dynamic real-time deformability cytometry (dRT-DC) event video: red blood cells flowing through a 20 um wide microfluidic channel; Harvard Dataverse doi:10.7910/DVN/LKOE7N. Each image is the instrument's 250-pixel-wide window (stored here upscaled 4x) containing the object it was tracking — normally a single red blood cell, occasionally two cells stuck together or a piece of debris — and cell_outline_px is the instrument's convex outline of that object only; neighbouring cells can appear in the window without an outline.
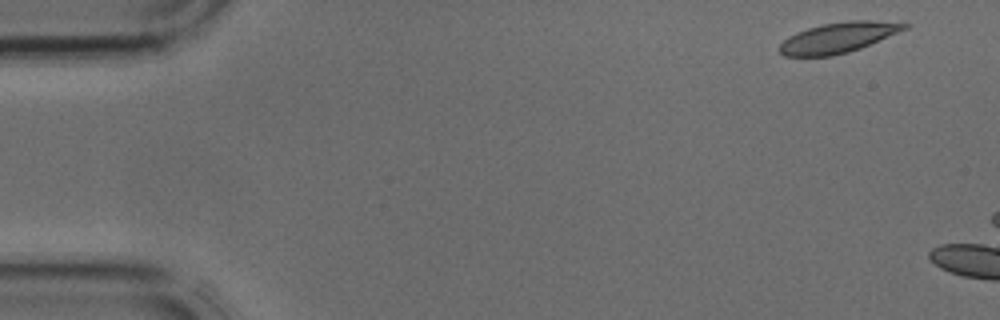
{"species": "common noctule bat (a hibernating species)", "species_latin": "Nyctalus noctula", "temperature_condition": "cold", "stored_images_in_passage": 8, "camera_frame_rate_fps": 3000, "um_per_image_px": 0.085, "animal": {"sex": "male", "body_mass_g": 17.9, "forearm_length_mm": 54.2}, "frame": {"image": 1, "passage_image": 1, "time_ms": 0.0, "image_size_px": [1000, 320], "cell_outline_px": [[908, 28], [860, 48], [848, 52], [832, 56], [784, 56], [776, 48], [788, 36], [796, 32], [808, 28], [824, 24], [848, 20], [872, 20], [908, 24]], "centroid_in_image_um": [71.2, 3.2], "position_along_channel_um": 13.8, "area_um2": 21.96}}